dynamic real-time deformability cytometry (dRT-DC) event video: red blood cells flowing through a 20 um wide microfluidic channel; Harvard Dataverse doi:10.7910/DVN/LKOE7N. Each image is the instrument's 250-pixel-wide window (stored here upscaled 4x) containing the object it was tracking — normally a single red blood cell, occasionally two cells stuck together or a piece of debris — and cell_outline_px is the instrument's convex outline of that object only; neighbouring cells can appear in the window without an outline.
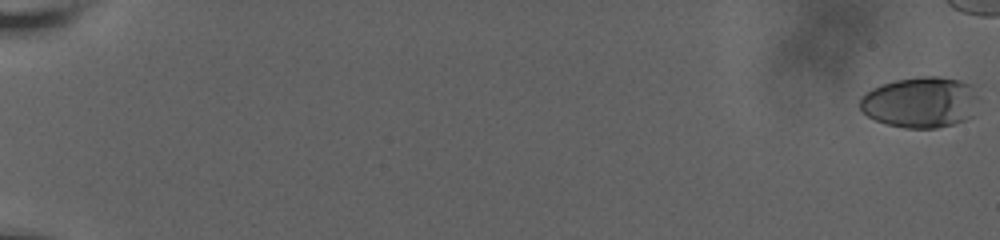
{"species": "human", "species_latin": "Homo sapiens", "temperature_condition": "room temperature", "stored_images_in_passage": 22, "segment_of_instrument_passage": [1, 2], "camera_frame_rate_fps": 3000, "um_per_image_px": 0.085, "donor": {"sex": "male"}, "frame": {"image": 1, "passage_image": 1, "time_ms": 0.0, "image_size_px": [1000, 240], "cell_outline_px": [[976, 96], [972, 116], [964, 120], [952, 124], [936, 128], [904, 128], [888, 124], [876, 120], [868, 116], [860, 108], [860, 96], [872, 88], [880, 84], [896, 80], [920, 76], [940, 76], [960, 80], [972, 84]], "centroid_in_image_um": [78.21, 8.68], "position_along_channel_um": 6.8, "area_um2": 35.14}}
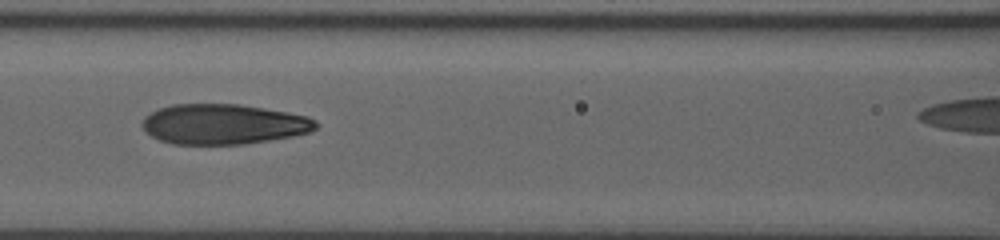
{"frame": {"image": 2, "passage_image": 18, "time_ms": 10.333, "image_size_px": [1000, 240], "cell_outline_px": [[320, 124], [316, 128], [308, 132], [292, 136], [244, 144], [172, 144], [160, 140], [152, 136], [140, 124], [144, 116], [160, 108], [172, 104], [240, 104], [288, 112], [308, 116], [316, 120]], "centroid_in_image_um": [19.0, 10.55], "position_along_channel_um": 147.6, "area_um2": 40.69}}
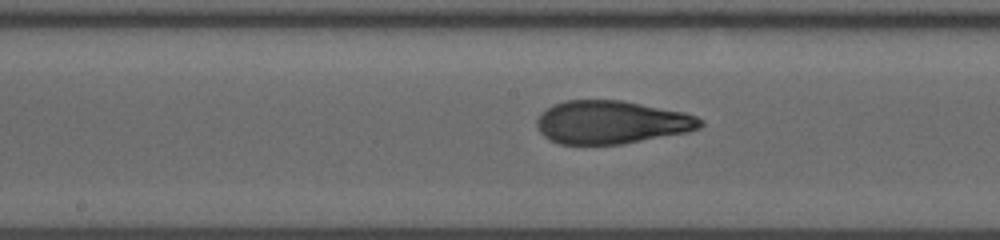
{"frame": {"image": 3, "passage_image": 21, "time_ms": 11.667, "image_size_px": [1000, 240], "cell_outline_px": [[704, 124], [700, 128], [688, 132], [620, 144], [560, 144], [544, 136], [540, 132], [536, 124], [536, 120], [552, 104], [568, 100], [624, 100], [684, 112], [696, 116], [704, 120]], "centroid_in_image_um": [52.01, 10.38], "position_along_channel_um": 196.2, "area_um2": 41.04}}